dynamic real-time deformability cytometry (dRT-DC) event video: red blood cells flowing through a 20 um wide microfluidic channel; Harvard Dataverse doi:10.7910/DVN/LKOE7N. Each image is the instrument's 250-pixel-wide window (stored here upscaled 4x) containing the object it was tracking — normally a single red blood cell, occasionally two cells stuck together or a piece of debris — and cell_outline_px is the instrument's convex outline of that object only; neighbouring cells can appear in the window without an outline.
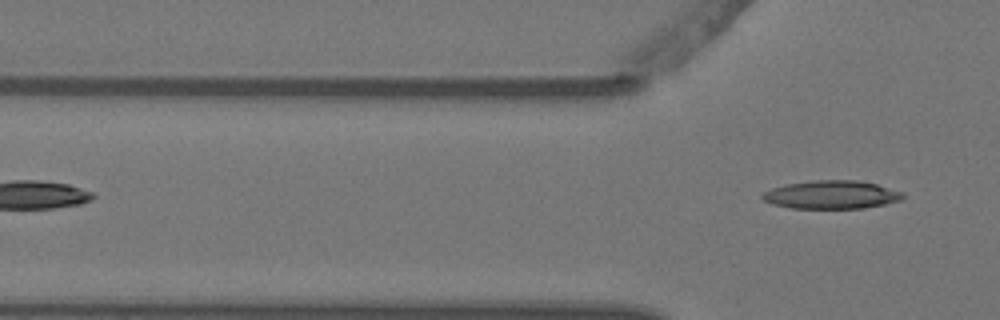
{"species": "Egyptian fruit bat (a non-hibernating species)", "species_latin": "Rousettus aegyptiacus", "temperature_condition": "warm", "stored_images_in_passage": 7, "segment_of_instrument_passage": [2, 2], "camera_frame_rate_fps": 3000, "um_per_image_px": 0.085, "animal": {"sex": "female"}, "frame": {"image": 1, "passage_image": 7, "time_ms": 2.0, "image_size_px": [1000, 320], "cell_outline_px": [[904, 196], [900, 200], [884, 204], [860, 208], [792, 208], [772, 204], [764, 200], [760, 196], [764, 192], [772, 188], [788, 184], [816, 180], [856, 180], [876, 184], [904, 192]], "centroid_in_image_um": [70.68, 16.55], "position_along_channel_um": 55.1, "area_um2": 22.89}}